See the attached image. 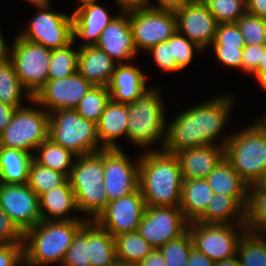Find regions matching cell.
<instances>
[{
  "instance_id": "6",
  "label": "cell",
  "mask_w": 266,
  "mask_h": 266,
  "mask_svg": "<svg viewBox=\"0 0 266 266\" xmlns=\"http://www.w3.org/2000/svg\"><path fill=\"white\" fill-rule=\"evenodd\" d=\"M160 95L158 89L149 87L140 98L128 104L127 138L140 147L151 145L161 137L164 147L167 126Z\"/></svg>"
},
{
  "instance_id": "36",
  "label": "cell",
  "mask_w": 266,
  "mask_h": 266,
  "mask_svg": "<svg viewBox=\"0 0 266 266\" xmlns=\"http://www.w3.org/2000/svg\"><path fill=\"white\" fill-rule=\"evenodd\" d=\"M266 233L246 231L241 238L236 257L239 266H266ZM263 235V236H262Z\"/></svg>"
},
{
  "instance_id": "58",
  "label": "cell",
  "mask_w": 266,
  "mask_h": 266,
  "mask_svg": "<svg viewBox=\"0 0 266 266\" xmlns=\"http://www.w3.org/2000/svg\"><path fill=\"white\" fill-rule=\"evenodd\" d=\"M216 266H239L238 257L234 256L216 263Z\"/></svg>"
},
{
  "instance_id": "4",
  "label": "cell",
  "mask_w": 266,
  "mask_h": 266,
  "mask_svg": "<svg viewBox=\"0 0 266 266\" xmlns=\"http://www.w3.org/2000/svg\"><path fill=\"white\" fill-rule=\"evenodd\" d=\"M103 150L77 156L68 177L79 212L91 214L94 221L108 204L104 190Z\"/></svg>"
},
{
  "instance_id": "55",
  "label": "cell",
  "mask_w": 266,
  "mask_h": 266,
  "mask_svg": "<svg viewBox=\"0 0 266 266\" xmlns=\"http://www.w3.org/2000/svg\"><path fill=\"white\" fill-rule=\"evenodd\" d=\"M16 108L0 102V133L8 126Z\"/></svg>"
},
{
  "instance_id": "3",
  "label": "cell",
  "mask_w": 266,
  "mask_h": 266,
  "mask_svg": "<svg viewBox=\"0 0 266 266\" xmlns=\"http://www.w3.org/2000/svg\"><path fill=\"white\" fill-rule=\"evenodd\" d=\"M256 122L219 140L224 146V157L249 186L263 183L266 165V124L262 120Z\"/></svg>"
},
{
  "instance_id": "54",
  "label": "cell",
  "mask_w": 266,
  "mask_h": 266,
  "mask_svg": "<svg viewBox=\"0 0 266 266\" xmlns=\"http://www.w3.org/2000/svg\"><path fill=\"white\" fill-rule=\"evenodd\" d=\"M247 13L266 19V0H246Z\"/></svg>"
},
{
  "instance_id": "21",
  "label": "cell",
  "mask_w": 266,
  "mask_h": 266,
  "mask_svg": "<svg viewBox=\"0 0 266 266\" xmlns=\"http://www.w3.org/2000/svg\"><path fill=\"white\" fill-rule=\"evenodd\" d=\"M166 127L163 151L175 154L189 148L200 147L197 127V106L185 110L173 118Z\"/></svg>"
},
{
  "instance_id": "11",
  "label": "cell",
  "mask_w": 266,
  "mask_h": 266,
  "mask_svg": "<svg viewBox=\"0 0 266 266\" xmlns=\"http://www.w3.org/2000/svg\"><path fill=\"white\" fill-rule=\"evenodd\" d=\"M189 221L179 206H146L138 232L155 249L182 236Z\"/></svg>"
},
{
  "instance_id": "66",
  "label": "cell",
  "mask_w": 266,
  "mask_h": 266,
  "mask_svg": "<svg viewBox=\"0 0 266 266\" xmlns=\"http://www.w3.org/2000/svg\"><path fill=\"white\" fill-rule=\"evenodd\" d=\"M264 118H262V121L266 124V115L265 116H262Z\"/></svg>"
},
{
  "instance_id": "50",
  "label": "cell",
  "mask_w": 266,
  "mask_h": 266,
  "mask_svg": "<svg viewBox=\"0 0 266 266\" xmlns=\"http://www.w3.org/2000/svg\"><path fill=\"white\" fill-rule=\"evenodd\" d=\"M262 58V46L260 45H245L242 56V71L253 74Z\"/></svg>"
},
{
  "instance_id": "42",
  "label": "cell",
  "mask_w": 266,
  "mask_h": 266,
  "mask_svg": "<svg viewBox=\"0 0 266 266\" xmlns=\"http://www.w3.org/2000/svg\"><path fill=\"white\" fill-rule=\"evenodd\" d=\"M246 45L266 46V19L245 13L236 22Z\"/></svg>"
},
{
  "instance_id": "56",
  "label": "cell",
  "mask_w": 266,
  "mask_h": 266,
  "mask_svg": "<svg viewBox=\"0 0 266 266\" xmlns=\"http://www.w3.org/2000/svg\"><path fill=\"white\" fill-rule=\"evenodd\" d=\"M118 5L122 9H127L130 7H136V6H145L146 0H116Z\"/></svg>"
},
{
  "instance_id": "53",
  "label": "cell",
  "mask_w": 266,
  "mask_h": 266,
  "mask_svg": "<svg viewBox=\"0 0 266 266\" xmlns=\"http://www.w3.org/2000/svg\"><path fill=\"white\" fill-rule=\"evenodd\" d=\"M158 5L154 6L149 3V0H146V7L158 10H168V11H176L181 8L184 4H186L189 0H157Z\"/></svg>"
},
{
  "instance_id": "19",
  "label": "cell",
  "mask_w": 266,
  "mask_h": 266,
  "mask_svg": "<svg viewBox=\"0 0 266 266\" xmlns=\"http://www.w3.org/2000/svg\"><path fill=\"white\" fill-rule=\"evenodd\" d=\"M232 96H219L197 105V127L200 147L214 145V140L221 135L228 123Z\"/></svg>"
},
{
  "instance_id": "49",
  "label": "cell",
  "mask_w": 266,
  "mask_h": 266,
  "mask_svg": "<svg viewBox=\"0 0 266 266\" xmlns=\"http://www.w3.org/2000/svg\"><path fill=\"white\" fill-rule=\"evenodd\" d=\"M218 60L225 66L242 69L243 48H225L224 46H210Z\"/></svg>"
},
{
  "instance_id": "10",
  "label": "cell",
  "mask_w": 266,
  "mask_h": 266,
  "mask_svg": "<svg viewBox=\"0 0 266 266\" xmlns=\"http://www.w3.org/2000/svg\"><path fill=\"white\" fill-rule=\"evenodd\" d=\"M242 227L241 232L236 228ZM193 248L205 254L213 262L236 256L238 244L247 231L246 225L189 222Z\"/></svg>"
},
{
  "instance_id": "29",
  "label": "cell",
  "mask_w": 266,
  "mask_h": 266,
  "mask_svg": "<svg viewBox=\"0 0 266 266\" xmlns=\"http://www.w3.org/2000/svg\"><path fill=\"white\" fill-rule=\"evenodd\" d=\"M87 256L91 266H108L117 260L114 237L95 221H87Z\"/></svg>"
},
{
  "instance_id": "15",
  "label": "cell",
  "mask_w": 266,
  "mask_h": 266,
  "mask_svg": "<svg viewBox=\"0 0 266 266\" xmlns=\"http://www.w3.org/2000/svg\"><path fill=\"white\" fill-rule=\"evenodd\" d=\"M0 205L23 233L42 220L39 196L27 184L0 183Z\"/></svg>"
},
{
  "instance_id": "23",
  "label": "cell",
  "mask_w": 266,
  "mask_h": 266,
  "mask_svg": "<svg viewBox=\"0 0 266 266\" xmlns=\"http://www.w3.org/2000/svg\"><path fill=\"white\" fill-rule=\"evenodd\" d=\"M117 65L95 45L79 47L77 72L94 86H108Z\"/></svg>"
},
{
  "instance_id": "52",
  "label": "cell",
  "mask_w": 266,
  "mask_h": 266,
  "mask_svg": "<svg viewBox=\"0 0 266 266\" xmlns=\"http://www.w3.org/2000/svg\"><path fill=\"white\" fill-rule=\"evenodd\" d=\"M186 266H216V263L208 258L205 254L192 248Z\"/></svg>"
},
{
  "instance_id": "51",
  "label": "cell",
  "mask_w": 266,
  "mask_h": 266,
  "mask_svg": "<svg viewBox=\"0 0 266 266\" xmlns=\"http://www.w3.org/2000/svg\"><path fill=\"white\" fill-rule=\"evenodd\" d=\"M135 266H166V260L159 249H153L152 252L138 262Z\"/></svg>"
},
{
  "instance_id": "16",
  "label": "cell",
  "mask_w": 266,
  "mask_h": 266,
  "mask_svg": "<svg viewBox=\"0 0 266 266\" xmlns=\"http://www.w3.org/2000/svg\"><path fill=\"white\" fill-rule=\"evenodd\" d=\"M92 86L78 72L68 77L47 80L33 97L32 103L47 108L46 111L49 109V114L61 109H75Z\"/></svg>"
},
{
  "instance_id": "39",
  "label": "cell",
  "mask_w": 266,
  "mask_h": 266,
  "mask_svg": "<svg viewBox=\"0 0 266 266\" xmlns=\"http://www.w3.org/2000/svg\"><path fill=\"white\" fill-rule=\"evenodd\" d=\"M74 40L67 46L52 49L48 80L68 77L77 72L79 48L73 50Z\"/></svg>"
},
{
  "instance_id": "34",
  "label": "cell",
  "mask_w": 266,
  "mask_h": 266,
  "mask_svg": "<svg viewBox=\"0 0 266 266\" xmlns=\"http://www.w3.org/2000/svg\"><path fill=\"white\" fill-rule=\"evenodd\" d=\"M114 240L117 260L129 266H135L154 249L138 231L120 234Z\"/></svg>"
},
{
  "instance_id": "60",
  "label": "cell",
  "mask_w": 266,
  "mask_h": 266,
  "mask_svg": "<svg viewBox=\"0 0 266 266\" xmlns=\"http://www.w3.org/2000/svg\"><path fill=\"white\" fill-rule=\"evenodd\" d=\"M256 71H266V46H262V58Z\"/></svg>"
},
{
  "instance_id": "26",
  "label": "cell",
  "mask_w": 266,
  "mask_h": 266,
  "mask_svg": "<svg viewBox=\"0 0 266 266\" xmlns=\"http://www.w3.org/2000/svg\"><path fill=\"white\" fill-rule=\"evenodd\" d=\"M128 104L109 100L96 123L97 136L104 149H120L115 142L119 136L127 137Z\"/></svg>"
},
{
  "instance_id": "24",
  "label": "cell",
  "mask_w": 266,
  "mask_h": 266,
  "mask_svg": "<svg viewBox=\"0 0 266 266\" xmlns=\"http://www.w3.org/2000/svg\"><path fill=\"white\" fill-rule=\"evenodd\" d=\"M146 76L131 64H118L108 85L110 99L129 104L140 98L149 88Z\"/></svg>"
},
{
  "instance_id": "63",
  "label": "cell",
  "mask_w": 266,
  "mask_h": 266,
  "mask_svg": "<svg viewBox=\"0 0 266 266\" xmlns=\"http://www.w3.org/2000/svg\"><path fill=\"white\" fill-rule=\"evenodd\" d=\"M108 266H129V265H126L122 261L116 260L113 264L108 265Z\"/></svg>"
},
{
  "instance_id": "31",
  "label": "cell",
  "mask_w": 266,
  "mask_h": 266,
  "mask_svg": "<svg viewBox=\"0 0 266 266\" xmlns=\"http://www.w3.org/2000/svg\"><path fill=\"white\" fill-rule=\"evenodd\" d=\"M33 154L2 147L0 151V183L27 184Z\"/></svg>"
},
{
  "instance_id": "30",
  "label": "cell",
  "mask_w": 266,
  "mask_h": 266,
  "mask_svg": "<svg viewBox=\"0 0 266 266\" xmlns=\"http://www.w3.org/2000/svg\"><path fill=\"white\" fill-rule=\"evenodd\" d=\"M206 180L214 194L248 197L249 185L240 177L225 157L206 177Z\"/></svg>"
},
{
  "instance_id": "45",
  "label": "cell",
  "mask_w": 266,
  "mask_h": 266,
  "mask_svg": "<svg viewBox=\"0 0 266 266\" xmlns=\"http://www.w3.org/2000/svg\"><path fill=\"white\" fill-rule=\"evenodd\" d=\"M245 40L236 23H221L217 26L216 36L211 46L225 48H244Z\"/></svg>"
},
{
  "instance_id": "9",
  "label": "cell",
  "mask_w": 266,
  "mask_h": 266,
  "mask_svg": "<svg viewBox=\"0 0 266 266\" xmlns=\"http://www.w3.org/2000/svg\"><path fill=\"white\" fill-rule=\"evenodd\" d=\"M128 16L135 50H149L167 41L176 31L174 11L152 9L146 6L128 8Z\"/></svg>"
},
{
  "instance_id": "61",
  "label": "cell",
  "mask_w": 266,
  "mask_h": 266,
  "mask_svg": "<svg viewBox=\"0 0 266 266\" xmlns=\"http://www.w3.org/2000/svg\"><path fill=\"white\" fill-rule=\"evenodd\" d=\"M29 2L32 3V5L34 4V6L38 7V8H46V7H50V0H27Z\"/></svg>"
},
{
  "instance_id": "64",
  "label": "cell",
  "mask_w": 266,
  "mask_h": 266,
  "mask_svg": "<svg viewBox=\"0 0 266 266\" xmlns=\"http://www.w3.org/2000/svg\"><path fill=\"white\" fill-rule=\"evenodd\" d=\"M263 183H266V165L263 171Z\"/></svg>"
},
{
  "instance_id": "37",
  "label": "cell",
  "mask_w": 266,
  "mask_h": 266,
  "mask_svg": "<svg viewBox=\"0 0 266 266\" xmlns=\"http://www.w3.org/2000/svg\"><path fill=\"white\" fill-rule=\"evenodd\" d=\"M67 179L68 177L62 172L40 165L33 159L29 167L27 185L40 196L62 185Z\"/></svg>"
},
{
  "instance_id": "35",
  "label": "cell",
  "mask_w": 266,
  "mask_h": 266,
  "mask_svg": "<svg viewBox=\"0 0 266 266\" xmlns=\"http://www.w3.org/2000/svg\"><path fill=\"white\" fill-rule=\"evenodd\" d=\"M23 91L26 92L29 101H32L33 97L20 82L13 63L9 59L0 63V102L16 109L21 108Z\"/></svg>"
},
{
  "instance_id": "14",
  "label": "cell",
  "mask_w": 266,
  "mask_h": 266,
  "mask_svg": "<svg viewBox=\"0 0 266 266\" xmlns=\"http://www.w3.org/2000/svg\"><path fill=\"white\" fill-rule=\"evenodd\" d=\"M145 208L144 197L138 189L129 195L110 201L94 221L113 237L135 232L138 231Z\"/></svg>"
},
{
  "instance_id": "27",
  "label": "cell",
  "mask_w": 266,
  "mask_h": 266,
  "mask_svg": "<svg viewBox=\"0 0 266 266\" xmlns=\"http://www.w3.org/2000/svg\"><path fill=\"white\" fill-rule=\"evenodd\" d=\"M248 197L214 194L206 211L196 220L200 223L245 225V208ZM237 216V217H236ZM236 217V218H235Z\"/></svg>"
},
{
  "instance_id": "38",
  "label": "cell",
  "mask_w": 266,
  "mask_h": 266,
  "mask_svg": "<svg viewBox=\"0 0 266 266\" xmlns=\"http://www.w3.org/2000/svg\"><path fill=\"white\" fill-rule=\"evenodd\" d=\"M110 100L108 86H92L79 101L75 110L87 120L97 123Z\"/></svg>"
},
{
  "instance_id": "28",
  "label": "cell",
  "mask_w": 266,
  "mask_h": 266,
  "mask_svg": "<svg viewBox=\"0 0 266 266\" xmlns=\"http://www.w3.org/2000/svg\"><path fill=\"white\" fill-rule=\"evenodd\" d=\"M213 196L206 178L183 179L179 207L189 222L196 221L206 211Z\"/></svg>"
},
{
  "instance_id": "40",
  "label": "cell",
  "mask_w": 266,
  "mask_h": 266,
  "mask_svg": "<svg viewBox=\"0 0 266 266\" xmlns=\"http://www.w3.org/2000/svg\"><path fill=\"white\" fill-rule=\"evenodd\" d=\"M218 24L236 23L246 12V0H201Z\"/></svg>"
},
{
  "instance_id": "8",
  "label": "cell",
  "mask_w": 266,
  "mask_h": 266,
  "mask_svg": "<svg viewBox=\"0 0 266 266\" xmlns=\"http://www.w3.org/2000/svg\"><path fill=\"white\" fill-rule=\"evenodd\" d=\"M50 114L33 107L17 108L8 126L0 133L2 147L28 153L48 139Z\"/></svg>"
},
{
  "instance_id": "32",
  "label": "cell",
  "mask_w": 266,
  "mask_h": 266,
  "mask_svg": "<svg viewBox=\"0 0 266 266\" xmlns=\"http://www.w3.org/2000/svg\"><path fill=\"white\" fill-rule=\"evenodd\" d=\"M36 151L39 154L33 155V159L38 164L62 172L67 177L70 176L72 167L75 163L72 162V159L77 158V155H75L73 152L52 142L49 138L43 141L36 148Z\"/></svg>"
},
{
  "instance_id": "22",
  "label": "cell",
  "mask_w": 266,
  "mask_h": 266,
  "mask_svg": "<svg viewBox=\"0 0 266 266\" xmlns=\"http://www.w3.org/2000/svg\"><path fill=\"white\" fill-rule=\"evenodd\" d=\"M73 40L81 37L84 43L80 47L96 45L100 34L116 16H109L107 10L97 3L79 7L72 13Z\"/></svg>"
},
{
  "instance_id": "33",
  "label": "cell",
  "mask_w": 266,
  "mask_h": 266,
  "mask_svg": "<svg viewBox=\"0 0 266 266\" xmlns=\"http://www.w3.org/2000/svg\"><path fill=\"white\" fill-rule=\"evenodd\" d=\"M245 225L248 231L266 233V183L249 186Z\"/></svg>"
},
{
  "instance_id": "25",
  "label": "cell",
  "mask_w": 266,
  "mask_h": 266,
  "mask_svg": "<svg viewBox=\"0 0 266 266\" xmlns=\"http://www.w3.org/2000/svg\"><path fill=\"white\" fill-rule=\"evenodd\" d=\"M40 213L42 220H90L71 217V210L79 212L74 191L69 179L62 185L44 192L39 196ZM70 211V212H69ZM47 212V213H46Z\"/></svg>"
},
{
  "instance_id": "5",
  "label": "cell",
  "mask_w": 266,
  "mask_h": 266,
  "mask_svg": "<svg viewBox=\"0 0 266 266\" xmlns=\"http://www.w3.org/2000/svg\"><path fill=\"white\" fill-rule=\"evenodd\" d=\"M48 138L77 156L99 152L96 123L82 118L75 109L50 113Z\"/></svg>"
},
{
  "instance_id": "41",
  "label": "cell",
  "mask_w": 266,
  "mask_h": 266,
  "mask_svg": "<svg viewBox=\"0 0 266 266\" xmlns=\"http://www.w3.org/2000/svg\"><path fill=\"white\" fill-rule=\"evenodd\" d=\"M193 242L189 231L159 248L166 260V266H186Z\"/></svg>"
},
{
  "instance_id": "12",
  "label": "cell",
  "mask_w": 266,
  "mask_h": 266,
  "mask_svg": "<svg viewBox=\"0 0 266 266\" xmlns=\"http://www.w3.org/2000/svg\"><path fill=\"white\" fill-rule=\"evenodd\" d=\"M26 30L19 36L49 49L67 46L73 41V17L50 11V7L39 8Z\"/></svg>"
},
{
  "instance_id": "43",
  "label": "cell",
  "mask_w": 266,
  "mask_h": 266,
  "mask_svg": "<svg viewBox=\"0 0 266 266\" xmlns=\"http://www.w3.org/2000/svg\"><path fill=\"white\" fill-rule=\"evenodd\" d=\"M62 266H91L87 256V222L77 232L66 252Z\"/></svg>"
},
{
  "instance_id": "18",
  "label": "cell",
  "mask_w": 266,
  "mask_h": 266,
  "mask_svg": "<svg viewBox=\"0 0 266 266\" xmlns=\"http://www.w3.org/2000/svg\"><path fill=\"white\" fill-rule=\"evenodd\" d=\"M121 11V16L119 14L111 20L95 45L117 64H122L124 59H133L138 53L133 44L128 8Z\"/></svg>"
},
{
  "instance_id": "59",
  "label": "cell",
  "mask_w": 266,
  "mask_h": 266,
  "mask_svg": "<svg viewBox=\"0 0 266 266\" xmlns=\"http://www.w3.org/2000/svg\"><path fill=\"white\" fill-rule=\"evenodd\" d=\"M253 75L257 78L260 86L266 90V71H255Z\"/></svg>"
},
{
  "instance_id": "1",
  "label": "cell",
  "mask_w": 266,
  "mask_h": 266,
  "mask_svg": "<svg viewBox=\"0 0 266 266\" xmlns=\"http://www.w3.org/2000/svg\"><path fill=\"white\" fill-rule=\"evenodd\" d=\"M182 174L175 154L146 151L139 159V189L146 206H179Z\"/></svg>"
},
{
  "instance_id": "44",
  "label": "cell",
  "mask_w": 266,
  "mask_h": 266,
  "mask_svg": "<svg viewBox=\"0 0 266 266\" xmlns=\"http://www.w3.org/2000/svg\"><path fill=\"white\" fill-rule=\"evenodd\" d=\"M195 50L202 49L177 31L171 37L172 58L181 70L192 62Z\"/></svg>"
},
{
  "instance_id": "47",
  "label": "cell",
  "mask_w": 266,
  "mask_h": 266,
  "mask_svg": "<svg viewBox=\"0 0 266 266\" xmlns=\"http://www.w3.org/2000/svg\"><path fill=\"white\" fill-rule=\"evenodd\" d=\"M149 53L153 54L154 61L157 66L166 72H177L181 69L176 65L175 60L172 58L171 52V37L165 41L161 42L149 50Z\"/></svg>"
},
{
  "instance_id": "17",
  "label": "cell",
  "mask_w": 266,
  "mask_h": 266,
  "mask_svg": "<svg viewBox=\"0 0 266 266\" xmlns=\"http://www.w3.org/2000/svg\"><path fill=\"white\" fill-rule=\"evenodd\" d=\"M177 32L202 50L212 45L218 23L201 0H189L175 11Z\"/></svg>"
},
{
  "instance_id": "65",
  "label": "cell",
  "mask_w": 266,
  "mask_h": 266,
  "mask_svg": "<svg viewBox=\"0 0 266 266\" xmlns=\"http://www.w3.org/2000/svg\"><path fill=\"white\" fill-rule=\"evenodd\" d=\"M30 266L29 264H27L25 261L20 265V266Z\"/></svg>"
},
{
  "instance_id": "57",
  "label": "cell",
  "mask_w": 266,
  "mask_h": 266,
  "mask_svg": "<svg viewBox=\"0 0 266 266\" xmlns=\"http://www.w3.org/2000/svg\"><path fill=\"white\" fill-rule=\"evenodd\" d=\"M0 33V63L6 61L9 56L8 46Z\"/></svg>"
},
{
  "instance_id": "13",
  "label": "cell",
  "mask_w": 266,
  "mask_h": 266,
  "mask_svg": "<svg viewBox=\"0 0 266 266\" xmlns=\"http://www.w3.org/2000/svg\"><path fill=\"white\" fill-rule=\"evenodd\" d=\"M122 149H103L104 190L108 203L139 189V160L132 162Z\"/></svg>"
},
{
  "instance_id": "20",
  "label": "cell",
  "mask_w": 266,
  "mask_h": 266,
  "mask_svg": "<svg viewBox=\"0 0 266 266\" xmlns=\"http://www.w3.org/2000/svg\"><path fill=\"white\" fill-rule=\"evenodd\" d=\"M175 155L180 163L182 179L206 178L224 157V146L214 144L189 148Z\"/></svg>"
},
{
  "instance_id": "62",
  "label": "cell",
  "mask_w": 266,
  "mask_h": 266,
  "mask_svg": "<svg viewBox=\"0 0 266 266\" xmlns=\"http://www.w3.org/2000/svg\"><path fill=\"white\" fill-rule=\"evenodd\" d=\"M77 2L79 4H81V6H78V7L76 6V9H78L79 7L88 5V4H92V3L98 2V0H77Z\"/></svg>"
},
{
  "instance_id": "2",
  "label": "cell",
  "mask_w": 266,
  "mask_h": 266,
  "mask_svg": "<svg viewBox=\"0 0 266 266\" xmlns=\"http://www.w3.org/2000/svg\"><path fill=\"white\" fill-rule=\"evenodd\" d=\"M87 221L41 220L24 233V261L30 266L62 264L75 235Z\"/></svg>"
},
{
  "instance_id": "48",
  "label": "cell",
  "mask_w": 266,
  "mask_h": 266,
  "mask_svg": "<svg viewBox=\"0 0 266 266\" xmlns=\"http://www.w3.org/2000/svg\"><path fill=\"white\" fill-rule=\"evenodd\" d=\"M24 262V244H0V266H20Z\"/></svg>"
},
{
  "instance_id": "46",
  "label": "cell",
  "mask_w": 266,
  "mask_h": 266,
  "mask_svg": "<svg viewBox=\"0 0 266 266\" xmlns=\"http://www.w3.org/2000/svg\"><path fill=\"white\" fill-rule=\"evenodd\" d=\"M0 244H24V233L0 205Z\"/></svg>"
},
{
  "instance_id": "7",
  "label": "cell",
  "mask_w": 266,
  "mask_h": 266,
  "mask_svg": "<svg viewBox=\"0 0 266 266\" xmlns=\"http://www.w3.org/2000/svg\"><path fill=\"white\" fill-rule=\"evenodd\" d=\"M8 59L27 92L34 97L48 80L52 49L16 36Z\"/></svg>"
}]
</instances>
